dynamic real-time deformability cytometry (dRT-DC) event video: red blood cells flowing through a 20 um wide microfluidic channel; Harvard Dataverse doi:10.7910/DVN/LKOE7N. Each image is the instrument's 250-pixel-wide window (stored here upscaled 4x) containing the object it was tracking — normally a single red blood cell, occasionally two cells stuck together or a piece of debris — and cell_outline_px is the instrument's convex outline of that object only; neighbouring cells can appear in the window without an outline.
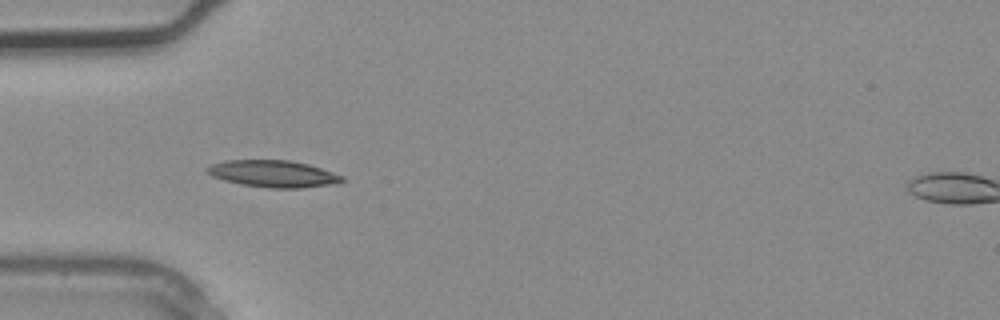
{"species": "common noctule bat (a hibernating species)", "species_latin": "Nyctalus noctula", "temperature_condition": "warm", "stored_images_in_passage": 2, "camera_frame_rate_fps": 3000, "um_per_image_px": 0.085, "animal": {"sex": "male", "body_mass_g": 20.4}, "frame": {"image": 1, "passage_image": 2, "time_ms": 0.333, "image_size_px": [1000, 320], "cell_outline_px": [[344, 180], [340, 184], [300, 188], [268, 188], [240, 184], [224, 180], [212, 176], [204, 168], [212, 164], [224, 160], [288, 160], [308, 164], [344, 176]], "centroid_in_image_um": [23.24, 14.78], "position_along_channel_um": 61.8, "area_um2": 21.27}}